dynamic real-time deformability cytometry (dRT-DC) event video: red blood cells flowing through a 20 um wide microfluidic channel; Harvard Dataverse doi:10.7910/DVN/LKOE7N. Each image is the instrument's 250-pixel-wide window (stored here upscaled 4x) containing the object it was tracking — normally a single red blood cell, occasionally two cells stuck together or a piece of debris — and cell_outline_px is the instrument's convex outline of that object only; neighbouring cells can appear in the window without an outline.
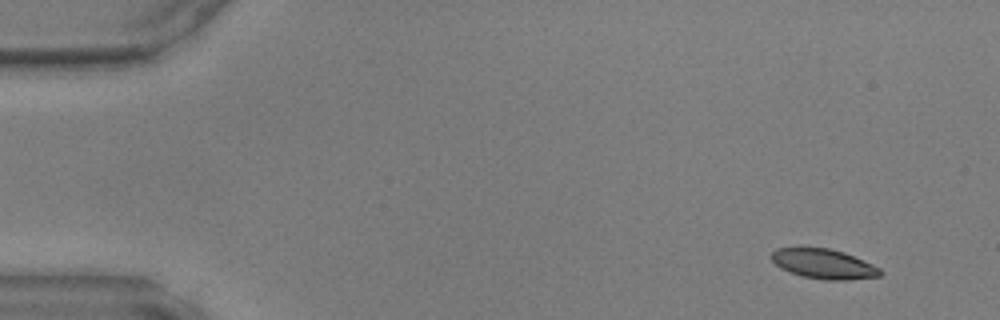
{"species": "common noctule bat (a hibernating species)", "species_latin": "Nyctalus noctula", "temperature_condition": "warm", "stored_images_in_passage": 45, "camera_frame_rate_fps": 3000, "um_per_image_px": 0.085, "animal": {"sex": "male", "body_mass_g": 17.9, "forearm_length_mm": 54.2}, "frame": {"image": 1, "passage_image": 1, "time_ms": 0.0, "image_size_px": [1000, 320], "cell_outline_px": [[884, 272], [880, 276], [848, 280], [824, 280], [800, 276], [788, 272], [780, 268], [772, 260], [772, 252], [776, 248], [828, 248], [844, 252], [872, 264], [880, 268]], "centroid_in_image_um": [70.02, 22.45], "position_along_channel_um": 15.0, "area_um2": 18.9}}
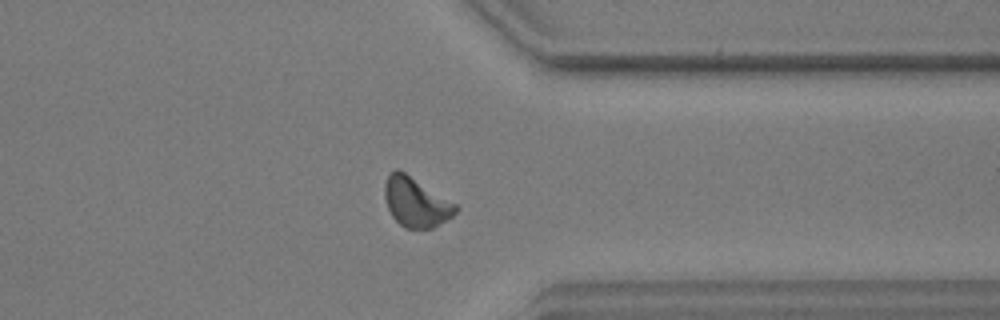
{"frame": {"image": 2, "passage_image": 35, "time_ms": 11.333, "image_size_px": [1000, 320], "cell_outline_px": [[460, 208], [452, 216], [432, 228], [404, 228], [392, 216], [388, 208], [384, 196], [384, 184], [388, 176], [396, 168], [400, 168], [456, 204]], "centroid_in_image_um": [35.34, 17.16], "position_along_channel_um": 376.1, "area_um2": 20.46}}
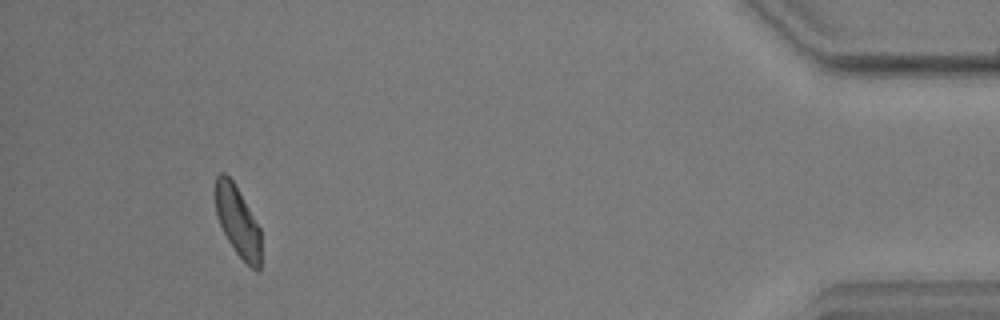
{"frame": {"image": 3, "passage_image": 42, "time_ms": 13.667, "image_size_px": [1000, 320], "cell_outline_px": [[260, 268], [256, 272], [236, 252], [228, 240], [220, 224], [216, 212], [216, 176], [220, 172], [224, 172], [232, 180], [260, 228]], "centroid_in_image_um": [20.2, 18.82], "position_along_channel_um": 415.0, "area_um2": 18.15}}